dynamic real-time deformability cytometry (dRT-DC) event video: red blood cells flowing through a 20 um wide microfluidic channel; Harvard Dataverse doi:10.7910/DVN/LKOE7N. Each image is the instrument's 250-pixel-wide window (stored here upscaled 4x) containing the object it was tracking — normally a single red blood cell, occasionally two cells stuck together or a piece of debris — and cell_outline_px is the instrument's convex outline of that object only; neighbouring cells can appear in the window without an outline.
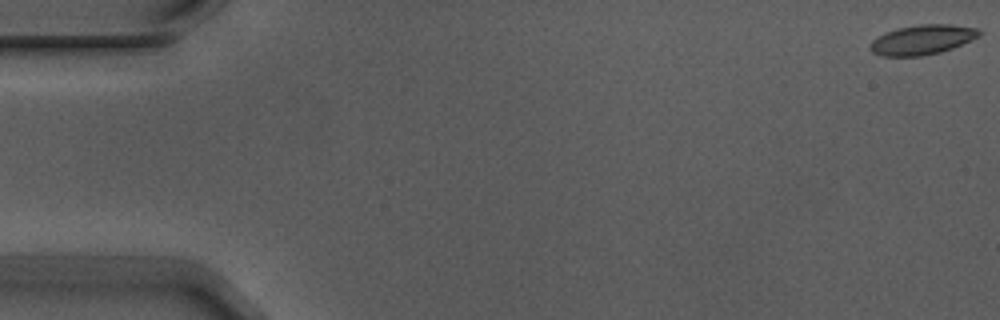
{"species": "Egyptian fruit bat (a non-hibernating species)", "species_latin": "Rousettus aegyptiacus", "temperature_condition": "warm", "stored_images_in_passage": 6, "camera_frame_rate_fps": 3000, "um_per_image_px": 0.085, "animal": {"sex": "male"}, "frame": {"image": 1, "passage_image": 1, "time_ms": 0.0, "image_size_px": [1000, 320], "cell_outline_px": [[980, 36], [952, 48], [940, 52], [920, 56], [880, 56], [872, 52], [868, 48], [868, 44], [872, 40], [896, 28], [920, 24], [952, 24], [980, 28]], "centroid_in_image_um": [78.39, 3.37], "position_along_channel_um": 6.6, "area_um2": 18.96}}